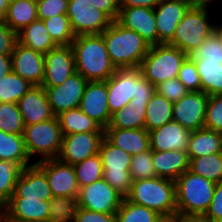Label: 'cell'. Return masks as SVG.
<instances>
[{"label": "cell", "instance_id": "1", "mask_svg": "<svg viewBox=\"0 0 222 222\" xmlns=\"http://www.w3.org/2000/svg\"><path fill=\"white\" fill-rule=\"evenodd\" d=\"M76 71L87 81H107L117 70L101 34L78 35L71 43Z\"/></svg>", "mask_w": 222, "mask_h": 222}, {"label": "cell", "instance_id": "2", "mask_svg": "<svg viewBox=\"0 0 222 222\" xmlns=\"http://www.w3.org/2000/svg\"><path fill=\"white\" fill-rule=\"evenodd\" d=\"M101 35L116 69L138 68L148 54L150 45L135 31L116 20Z\"/></svg>", "mask_w": 222, "mask_h": 222}, {"label": "cell", "instance_id": "3", "mask_svg": "<svg viewBox=\"0 0 222 222\" xmlns=\"http://www.w3.org/2000/svg\"><path fill=\"white\" fill-rule=\"evenodd\" d=\"M125 198L135 204L145 206L161 216H176L175 181L155 177L132 182L131 189Z\"/></svg>", "mask_w": 222, "mask_h": 222}, {"label": "cell", "instance_id": "4", "mask_svg": "<svg viewBox=\"0 0 222 222\" xmlns=\"http://www.w3.org/2000/svg\"><path fill=\"white\" fill-rule=\"evenodd\" d=\"M177 215L203 216L214 196L216 183L185 171L175 180Z\"/></svg>", "mask_w": 222, "mask_h": 222}, {"label": "cell", "instance_id": "5", "mask_svg": "<svg viewBox=\"0 0 222 222\" xmlns=\"http://www.w3.org/2000/svg\"><path fill=\"white\" fill-rule=\"evenodd\" d=\"M188 57L179 48L170 44L150 46L148 54L141 62L142 75L154 86L176 78L181 65Z\"/></svg>", "mask_w": 222, "mask_h": 222}, {"label": "cell", "instance_id": "6", "mask_svg": "<svg viewBox=\"0 0 222 222\" xmlns=\"http://www.w3.org/2000/svg\"><path fill=\"white\" fill-rule=\"evenodd\" d=\"M23 138L30 159L37 155L40 158L36 162L57 159L63 140L57 116L45 122L26 125Z\"/></svg>", "mask_w": 222, "mask_h": 222}, {"label": "cell", "instance_id": "7", "mask_svg": "<svg viewBox=\"0 0 222 222\" xmlns=\"http://www.w3.org/2000/svg\"><path fill=\"white\" fill-rule=\"evenodd\" d=\"M209 12L208 9L189 8L177 24L173 39L168 44L189 56L215 32L214 22L209 21Z\"/></svg>", "mask_w": 222, "mask_h": 222}, {"label": "cell", "instance_id": "8", "mask_svg": "<svg viewBox=\"0 0 222 222\" xmlns=\"http://www.w3.org/2000/svg\"><path fill=\"white\" fill-rule=\"evenodd\" d=\"M103 166V179L125 197L132 186L130 173L132 156L113 145L106 137L101 142L99 153Z\"/></svg>", "mask_w": 222, "mask_h": 222}, {"label": "cell", "instance_id": "9", "mask_svg": "<svg viewBox=\"0 0 222 222\" xmlns=\"http://www.w3.org/2000/svg\"><path fill=\"white\" fill-rule=\"evenodd\" d=\"M66 14L75 36L101 34L113 22L89 0H69Z\"/></svg>", "mask_w": 222, "mask_h": 222}, {"label": "cell", "instance_id": "10", "mask_svg": "<svg viewBox=\"0 0 222 222\" xmlns=\"http://www.w3.org/2000/svg\"><path fill=\"white\" fill-rule=\"evenodd\" d=\"M123 196L103 178L79 188V207L102 213H116Z\"/></svg>", "mask_w": 222, "mask_h": 222}, {"label": "cell", "instance_id": "11", "mask_svg": "<svg viewBox=\"0 0 222 222\" xmlns=\"http://www.w3.org/2000/svg\"><path fill=\"white\" fill-rule=\"evenodd\" d=\"M88 81L77 71L61 85L44 87L48 102L55 116L62 112L79 108Z\"/></svg>", "mask_w": 222, "mask_h": 222}, {"label": "cell", "instance_id": "12", "mask_svg": "<svg viewBox=\"0 0 222 222\" xmlns=\"http://www.w3.org/2000/svg\"><path fill=\"white\" fill-rule=\"evenodd\" d=\"M105 133H74L63 135L62 146L57 159L69 165H75L90 156L99 153Z\"/></svg>", "mask_w": 222, "mask_h": 222}, {"label": "cell", "instance_id": "13", "mask_svg": "<svg viewBox=\"0 0 222 222\" xmlns=\"http://www.w3.org/2000/svg\"><path fill=\"white\" fill-rule=\"evenodd\" d=\"M141 75L139 67L117 69L107 80L108 108L111 114L127 106L136 97L137 79Z\"/></svg>", "mask_w": 222, "mask_h": 222}, {"label": "cell", "instance_id": "14", "mask_svg": "<svg viewBox=\"0 0 222 222\" xmlns=\"http://www.w3.org/2000/svg\"><path fill=\"white\" fill-rule=\"evenodd\" d=\"M209 95L203 91L188 92L173 103V120L190 131L204 128Z\"/></svg>", "mask_w": 222, "mask_h": 222}, {"label": "cell", "instance_id": "15", "mask_svg": "<svg viewBox=\"0 0 222 222\" xmlns=\"http://www.w3.org/2000/svg\"><path fill=\"white\" fill-rule=\"evenodd\" d=\"M35 163L44 171L53 196L78 197L79 186L73 165L58 159Z\"/></svg>", "mask_w": 222, "mask_h": 222}, {"label": "cell", "instance_id": "16", "mask_svg": "<svg viewBox=\"0 0 222 222\" xmlns=\"http://www.w3.org/2000/svg\"><path fill=\"white\" fill-rule=\"evenodd\" d=\"M76 72L72 46H57L45 54L44 78L42 87L61 85Z\"/></svg>", "mask_w": 222, "mask_h": 222}, {"label": "cell", "instance_id": "17", "mask_svg": "<svg viewBox=\"0 0 222 222\" xmlns=\"http://www.w3.org/2000/svg\"><path fill=\"white\" fill-rule=\"evenodd\" d=\"M116 21L137 32L150 46L158 45L154 8L120 7Z\"/></svg>", "mask_w": 222, "mask_h": 222}, {"label": "cell", "instance_id": "18", "mask_svg": "<svg viewBox=\"0 0 222 222\" xmlns=\"http://www.w3.org/2000/svg\"><path fill=\"white\" fill-rule=\"evenodd\" d=\"M79 108L104 130L110 123L107 81H88Z\"/></svg>", "mask_w": 222, "mask_h": 222}, {"label": "cell", "instance_id": "19", "mask_svg": "<svg viewBox=\"0 0 222 222\" xmlns=\"http://www.w3.org/2000/svg\"><path fill=\"white\" fill-rule=\"evenodd\" d=\"M12 71L33 86H41L44 78L45 55L17 42L11 54Z\"/></svg>", "mask_w": 222, "mask_h": 222}, {"label": "cell", "instance_id": "20", "mask_svg": "<svg viewBox=\"0 0 222 222\" xmlns=\"http://www.w3.org/2000/svg\"><path fill=\"white\" fill-rule=\"evenodd\" d=\"M189 8L185 0H161L154 8L158 44H167L173 39L177 24Z\"/></svg>", "mask_w": 222, "mask_h": 222}, {"label": "cell", "instance_id": "21", "mask_svg": "<svg viewBox=\"0 0 222 222\" xmlns=\"http://www.w3.org/2000/svg\"><path fill=\"white\" fill-rule=\"evenodd\" d=\"M11 197L49 201L53 195L44 171L36 164L22 169Z\"/></svg>", "mask_w": 222, "mask_h": 222}, {"label": "cell", "instance_id": "22", "mask_svg": "<svg viewBox=\"0 0 222 222\" xmlns=\"http://www.w3.org/2000/svg\"><path fill=\"white\" fill-rule=\"evenodd\" d=\"M17 104L25 126L45 122L55 117L42 86H32Z\"/></svg>", "mask_w": 222, "mask_h": 222}, {"label": "cell", "instance_id": "23", "mask_svg": "<svg viewBox=\"0 0 222 222\" xmlns=\"http://www.w3.org/2000/svg\"><path fill=\"white\" fill-rule=\"evenodd\" d=\"M150 149L154 151H186L191 131L172 120L148 132Z\"/></svg>", "mask_w": 222, "mask_h": 222}, {"label": "cell", "instance_id": "24", "mask_svg": "<svg viewBox=\"0 0 222 222\" xmlns=\"http://www.w3.org/2000/svg\"><path fill=\"white\" fill-rule=\"evenodd\" d=\"M6 210L7 221L49 220V201L37 198L10 197Z\"/></svg>", "mask_w": 222, "mask_h": 222}, {"label": "cell", "instance_id": "25", "mask_svg": "<svg viewBox=\"0 0 222 222\" xmlns=\"http://www.w3.org/2000/svg\"><path fill=\"white\" fill-rule=\"evenodd\" d=\"M152 159L158 177L175 181L185 171L189 170L190 159L186 151H154Z\"/></svg>", "mask_w": 222, "mask_h": 222}, {"label": "cell", "instance_id": "26", "mask_svg": "<svg viewBox=\"0 0 222 222\" xmlns=\"http://www.w3.org/2000/svg\"><path fill=\"white\" fill-rule=\"evenodd\" d=\"M105 137L116 147L131 156L150 149L149 134L146 129H105Z\"/></svg>", "mask_w": 222, "mask_h": 222}, {"label": "cell", "instance_id": "27", "mask_svg": "<svg viewBox=\"0 0 222 222\" xmlns=\"http://www.w3.org/2000/svg\"><path fill=\"white\" fill-rule=\"evenodd\" d=\"M186 152L189 159L222 152V133L207 128L191 131Z\"/></svg>", "mask_w": 222, "mask_h": 222}, {"label": "cell", "instance_id": "28", "mask_svg": "<svg viewBox=\"0 0 222 222\" xmlns=\"http://www.w3.org/2000/svg\"><path fill=\"white\" fill-rule=\"evenodd\" d=\"M148 102H129L111 115L106 129H145V117Z\"/></svg>", "mask_w": 222, "mask_h": 222}, {"label": "cell", "instance_id": "29", "mask_svg": "<svg viewBox=\"0 0 222 222\" xmlns=\"http://www.w3.org/2000/svg\"><path fill=\"white\" fill-rule=\"evenodd\" d=\"M16 33L33 21L38 20L36 0H11L2 18Z\"/></svg>", "mask_w": 222, "mask_h": 222}, {"label": "cell", "instance_id": "30", "mask_svg": "<svg viewBox=\"0 0 222 222\" xmlns=\"http://www.w3.org/2000/svg\"><path fill=\"white\" fill-rule=\"evenodd\" d=\"M18 42L42 54L54 49L57 45L51 39L43 20H36L18 32Z\"/></svg>", "mask_w": 222, "mask_h": 222}, {"label": "cell", "instance_id": "31", "mask_svg": "<svg viewBox=\"0 0 222 222\" xmlns=\"http://www.w3.org/2000/svg\"><path fill=\"white\" fill-rule=\"evenodd\" d=\"M0 160L10 161L20 165L22 168L31 166L23 135L8 134L0 130Z\"/></svg>", "mask_w": 222, "mask_h": 222}, {"label": "cell", "instance_id": "32", "mask_svg": "<svg viewBox=\"0 0 222 222\" xmlns=\"http://www.w3.org/2000/svg\"><path fill=\"white\" fill-rule=\"evenodd\" d=\"M57 118L63 135L84 132L105 133L104 129L80 108L62 112Z\"/></svg>", "mask_w": 222, "mask_h": 222}, {"label": "cell", "instance_id": "33", "mask_svg": "<svg viewBox=\"0 0 222 222\" xmlns=\"http://www.w3.org/2000/svg\"><path fill=\"white\" fill-rule=\"evenodd\" d=\"M172 120L173 102L155 92L147 104L145 129L149 132Z\"/></svg>", "mask_w": 222, "mask_h": 222}, {"label": "cell", "instance_id": "34", "mask_svg": "<svg viewBox=\"0 0 222 222\" xmlns=\"http://www.w3.org/2000/svg\"><path fill=\"white\" fill-rule=\"evenodd\" d=\"M201 81V91L210 95L222 94V62L195 60Z\"/></svg>", "mask_w": 222, "mask_h": 222}, {"label": "cell", "instance_id": "35", "mask_svg": "<svg viewBox=\"0 0 222 222\" xmlns=\"http://www.w3.org/2000/svg\"><path fill=\"white\" fill-rule=\"evenodd\" d=\"M189 170L214 183L222 181V152L193 157L190 159Z\"/></svg>", "mask_w": 222, "mask_h": 222}, {"label": "cell", "instance_id": "36", "mask_svg": "<svg viewBox=\"0 0 222 222\" xmlns=\"http://www.w3.org/2000/svg\"><path fill=\"white\" fill-rule=\"evenodd\" d=\"M32 86L27 80L11 71L0 80V103H17Z\"/></svg>", "mask_w": 222, "mask_h": 222}, {"label": "cell", "instance_id": "37", "mask_svg": "<svg viewBox=\"0 0 222 222\" xmlns=\"http://www.w3.org/2000/svg\"><path fill=\"white\" fill-rule=\"evenodd\" d=\"M51 39L57 46H69L75 39L67 14L55 15L43 20Z\"/></svg>", "mask_w": 222, "mask_h": 222}, {"label": "cell", "instance_id": "38", "mask_svg": "<svg viewBox=\"0 0 222 222\" xmlns=\"http://www.w3.org/2000/svg\"><path fill=\"white\" fill-rule=\"evenodd\" d=\"M161 215L145 206L123 198L116 212V222H155Z\"/></svg>", "mask_w": 222, "mask_h": 222}, {"label": "cell", "instance_id": "39", "mask_svg": "<svg viewBox=\"0 0 222 222\" xmlns=\"http://www.w3.org/2000/svg\"><path fill=\"white\" fill-rule=\"evenodd\" d=\"M77 197L53 196L49 200V222H74Z\"/></svg>", "mask_w": 222, "mask_h": 222}, {"label": "cell", "instance_id": "40", "mask_svg": "<svg viewBox=\"0 0 222 222\" xmlns=\"http://www.w3.org/2000/svg\"><path fill=\"white\" fill-rule=\"evenodd\" d=\"M74 170L79 188L103 178V166L99 154L75 164Z\"/></svg>", "mask_w": 222, "mask_h": 222}, {"label": "cell", "instance_id": "41", "mask_svg": "<svg viewBox=\"0 0 222 222\" xmlns=\"http://www.w3.org/2000/svg\"><path fill=\"white\" fill-rule=\"evenodd\" d=\"M22 167L10 161L0 160V202L6 206L14 192Z\"/></svg>", "mask_w": 222, "mask_h": 222}, {"label": "cell", "instance_id": "42", "mask_svg": "<svg viewBox=\"0 0 222 222\" xmlns=\"http://www.w3.org/2000/svg\"><path fill=\"white\" fill-rule=\"evenodd\" d=\"M25 124L17 103H0V130L23 135Z\"/></svg>", "mask_w": 222, "mask_h": 222}, {"label": "cell", "instance_id": "43", "mask_svg": "<svg viewBox=\"0 0 222 222\" xmlns=\"http://www.w3.org/2000/svg\"><path fill=\"white\" fill-rule=\"evenodd\" d=\"M129 171L133 181L158 177L153 166L152 150L133 155Z\"/></svg>", "mask_w": 222, "mask_h": 222}, {"label": "cell", "instance_id": "44", "mask_svg": "<svg viewBox=\"0 0 222 222\" xmlns=\"http://www.w3.org/2000/svg\"><path fill=\"white\" fill-rule=\"evenodd\" d=\"M189 56L193 60L222 62V42L217 33L213 32Z\"/></svg>", "mask_w": 222, "mask_h": 222}, {"label": "cell", "instance_id": "45", "mask_svg": "<svg viewBox=\"0 0 222 222\" xmlns=\"http://www.w3.org/2000/svg\"><path fill=\"white\" fill-rule=\"evenodd\" d=\"M204 128L222 133V94L209 96Z\"/></svg>", "mask_w": 222, "mask_h": 222}, {"label": "cell", "instance_id": "46", "mask_svg": "<svg viewBox=\"0 0 222 222\" xmlns=\"http://www.w3.org/2000/svg\"><path fill=\"white\" fill-rule=\"evenodd\" d=\"M177 78L189 92L201 91V81L195 60L190 56H188L181 65Z\"/></svg>", "mask_w": 222, "mask_h": 222}, {"label": "cell", "instance_id": "47", "mask_svg": "<svg viewBox=\"0 0 222 222\" xmlns=\"http://www.w3.org/2000/svg\"><path fill=\"white\" fill-rule=\"evenodd\" d=\"M155 92L174 103L181 100L189 91L176 77L157 84Z\"/></svg>", "mask_w": 222, "mask_h": 222}, {"label": "cell", "instance_id": "48", "mask_svg": "<svg viewBox=\"0 0 222 222\" xmlns=\"http://www.w3.org/2000/svg\"><path fill=\"white\" fill-rule=\"evenodd\" d=\"M69 0H36L39 20L49 19L55 15L66 14Z\"/></svg>", "mask_w": 222, "mask_h": 222}, {"label": "cell", "instance_id": "49", "mask_svg": "<svg viewBox=\"0 0 222 222\" xmlns=\"http://www.w3.org/2000/svg\"><path fill=\"white\" fill-rule=\"evenodd\" d=\"M18 42V33L13 31L5 21L0 18V54L11 55Z\"/></svg>", "mask_w": 222, "mask_h": 222}, {"label": "cell", "instance_id": "50", "mask_svg": "<svg viewBox=\"0 0 222 222\" xmlns=\"http://www.w3.org/2000/svg\"><path fill=\"white\" fill-rule=\"evenodd\" d=\"M203 217L210 222H222V181L216 183L214 196Z\"/></svg>", "mask_w": 222, "mask_h": 222}, {"label": "cell", "instance_id": "51", "mask_svg": "<svg viewBox=\"0 0 222 222\" xmlns=\"http://www.w3.org/2000/svg\"><path fill=\"white\" fill-rule=\"evenodd\" d=\"M74 222H116V213H102L78 207Z\"/></svg>", "mask_w": 222, "mask_h": 222}, {"label": "cell", "instance_id": "52", "mask_svg": "<svg viewBox=\"0 0 222 222\" xmlns=\"http://www.w3.org/2000/svg\"><path fill=\"white\" fill-rule=\"evenodd\" d=\"M155 93V86L151 84L143 75L137 79L136 97L130 102H149Z\"/></svg>", "mask_w": 222, "mask_h": 222}, {"label": "cell", "instance_id": "53", "mask_svg": "<svg viewBox=\"0 0 222 222\" xmlns=\"http://www.w3.org/2000/svg\"><path fill=\"white\" fill-rule=\"evenodd\" d=\"M98 10L106 13L113 21L118 17L120 0H89Z\"/></svg>", "mask_w": 222, "mask_h": 222}, {"label": "cell", "instance_id": "54", "mask_svg": "<svg viewBox=\"0 0 222 222\" xmlns=\"http://www.w3.org/2000/svg\"><path fill=\"white\" fill-rule=\"evenodd\" d=\"M161 0H120V7L155 8Z\"/></svg>", "mask_w": 222, "mask_h": 222}, {"label": "cell", "instance_id": "55", "mask_svg": "<svg viewBox=\"0 0 222 222\" xmlns=\"http://www.w3.org/2000/svg\"><path fill=\"white\" fill-rule=\"evenodd\" d=\"M12 71L11 55L0 54V80Z\"/></svg>", "mask_w": 222, "mask_h": 222}, {"label": "cell", "instance_id": "56", "mask_svg": "<svg viewBox=\"0 0 222 222\" xmlns=\"http://www.w3.org/2000/svg\"><path fill=\"white\" fill-rule=\"evenodd\" d=\"M190 8H199V9H210V3L213 4V2L216 0H185Z\"/></svg>", "mask_w": 222, "mask_h": 222}, {"label": "cell", "instance_id": "57", "mask_svg": "<svg viewBox=\"0 0 222 222\" xmlns=\"http://www.w3.org/2000/svg\"><path fill=\"white\" fill-rule=\"evenodd\" d=\"M175 222H210V221L204 218L203 216L176 215Z\"/></svg>", "mask_w": 222, "mask_h": 222}, {"label": "cell", "instance_id": "58", "mask_svg": "<svg viewBox=\"0 0 222 222\" xmlns=\"http://www.w3.org/2000/svg\"><path fill=\"white\" fill-rule=\"evenodd\" d=\"M10 0H0V18H3L7 12Z\"/></svg>", "mask_w": 222, "mask_h": 222}, {"label": "cell", "instance_id": "59", "mask_svg": "<svg viewBox=\"0 0 222 222\" xmlns=\"http://www.w3.org/2000/svg\"><path fill=\"white\" fill-rule=\"evenodd\" d=\"M0 222H7L6 205L0 202Z\"/></svg>", "mask_w": 222, "mask_h": 222}, {"label": "cell", "instance_id": "60", "mask_svg": "<svg viewBox=\"0 0 222 222\" xmlns=\"http://www.w3.org/2000/svg\"><path fill=\"white\" fill-rule=\"evenodd\" d=\"M155 222H175V216H160Z\"/></svg>", "mask_w": 222, "mask_h": 222}, {"label": "cell", "instance_id": "61", "mask_svg": "<svg viewBox=\"0 0 222 222\" xmlns=\"http://www.w3.org/2000/svg\"><path fill=\"white\" fill-rule=\"evenodd\" d=\"M215 32L217 33V35L219 36L221 42H222V23H215Z\"/></svg>", "mask_w": 222, "mask_h": 222}, {"label": "cell", "instance_id": "62", "mask_svg": "<svg viewBox=\"0 0 222 222\" xmlns=\"http://www.w3.org/2000/svg\"><path fill=\"white\" fill-rule=\"evenodd\" d=\"M7 222H49V221H7Z\"/></svg>", "mask_w": 222, "mask_h": 222}]
</instances>
